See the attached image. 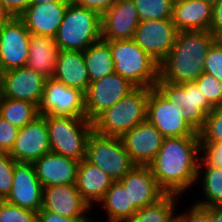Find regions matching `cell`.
Here are the masks:
<instances>
[{
    "instance_id": "obj_1",
    "label": "cell",
    "mask_w": 222,
    "mask_h": 222,
    "mask_svg": "<svg viewBox=\"0 0 222 222\" xmlns=\"http://www.w3.org/2000/svg\"><path fill=\"white\" fill-rule=\"evenodd\" d=\"M202 148L199 136L165 137L148 165L158 186L166 194L180 195L198 182Z\"/></svg>"
},
{
    "instance_id": "obj_2",
    "label": "cell",
    "mask_w": 222,
    "mask_h": 222,
    "mask_svg": "<svg viewBox=\"0 0 222 222\" xmlns=\"http://www.w3.org/2000/svg\"><path fill=\"white\" fill-rule=\"evenodd\" d=\"M217 38L210 31H180L159 64V79L182 84L194 82L204 73V59Z\"/></svg>"
},
{
    "instance_id": "obj_3",
    "label": "cell",
    "mask_w": 222,
    "mask_h": 222,
    "mask_svg": "<svg viewBox=\"0 0 222 222\" xmlns=\"http://www.w3.org/2000/svg\"><path fill=\"white\" fill-rule=\"evenodd\" d=\"M150 89L135 87L92 121L93 131L102 136L121 137L146 121Z\"/></svg>"
},
{
    "instance_id": "obj_4",
    "label": "cell",
    "mask_w": 222,
    "mask_h": 222,
    "mask_svg": "<svg viewBox=\"0 0 222 222\" xmlns=\"http://www.w3.org/2000/svg\"><path fill=\"white\" fill-rule=\"evenodd\" d=\"M109 45L116 74L135 87H155L159 79V63L133 39L111 40Z\"/></svg>"
},
{
    "instance_id": "obj_5",
    "label": "cell",
    "mask_w": 222,
    "mask_h": 222,
    "mask_svg": "<svg viewBox=\"0 0 222 222\" xmlns=\"http://www.w3.org/2000/svg\"><path fill=\"white\" fill-rule=\"evenodd\" d=\"M42 116L46 119L51 152L78 161L85 159L92 122L83 117Z\"/></svg>"
},
{
    "instance_id": "obj_6",
    "label": "cell",
    "mask_w": 222,
    "mask_h": 222,
    "mask_svg": "<svg viewBox=\"0 0 222 222\" xmlns=\"http://www.w3.org/2000/svg\"><path fill=\"white\" fill-rule=\"evenodd\" d=\"M54 39L60 50L84 51L101 39V16L69 2Z\"/></svg>"
},
{
    "instance_id": "obj_7",
    "label": "cell",
    "mask_w": 222,
    "mask_h": 222,
    "mask_svg": "<svg viewBox=\"0 0 222 222\" xmlns=\"http://www.w3.org/2000/svg\"><path fill=\"white\" fill-rule=\"evenodd\" d=\"M85 159L113 181H119L135 166L120 137L102 136L94 131L87 141Z\"/></svg>"
},
{
    "instance_id": "obj_8",
    "label": "cell",
    "mask_w": 222,
    "mask_h": 222,
    "mask_svg": "<svg viewBox=\"0 0 222 222\" xmlns=\"http://www.w3.org/2000/svg\"><path fill=\"white\" fill-rule=\"evenodd\" d=\"M155 88L168 101L176 102L183 119L196 133L202 129L207 114L215 108L195 82L177 84L158 79Z\"/></svg>"
},
{
    "instance_id": "obj_9",
    "label": "cell",
    "mask_w": 222,
    "mask_h": 222,
    "mask_svg": "<svg viewBox=\"0 0 222 222\" xmlns=\"http://www.w3.org/2000/svg\"><path fill=\"white\" fill-rule=\"evenodd\" d=\"M146 120L164 137L199 136L183 119L176 102L168 101L155 87L149 90Z\"/></svg>"
},
{
    "instance_id": "obj_10",
    "label": "cell",
    "mask_w": 222,
    "mask_h": 222,
    "mask_svg": "<svg viewBox=\"0 0 222 222\" xmlns=\"http://www.w3.org/2000/svg\"><path fill=\"white\" fill-rule=\"evenodd\" d=\"M39 114L86 118L84 92L53 78L46 79Z\"/></svg>"
},
{
    "instance_id": "obj_11",
    "label": "cell",
    "mask_w": 222,
    "mask_h": 222,
    "mask_svg": "<svg viewBox=\"0 0 222 222\" xmlns=\"http://www.w3.org/2000/svg\"><path fill=\"white\" fill-rule=\"evenodd\" d=\"M172 19L140 21L133 40L159 64L171 51L177 34Z\"/></svg>"
},
{
    "instance_id": "obj_12",
    "label": "cell",
    "mask_w": 222,
    "mask_h": 222,
    "mask_svg": "<svg viewBox=\"0 0 222 222\" xmlns=\"http://www.w3.org/2000/svg\"><path fill=\"white\" fill-rule=\"evenodd\" d=\"M134 88L133 84L115 72L90 82L84 93L86 118L92 122L100 113L112 107Z\"/></svg>"
},
{
    "instance_id": "obj_13",
    "label": "cell",
    "mask_w": 222,
    "mask_h": 222,
    "mask_svg": "<svg viewBox=\"0 0 222 222\" xmlns=\"http://www.w3.org/2000/svg\"><path fill=\"white\" fill-rule=\"evenodd\" d=\"M30 36L19 17L0 27V73L27 65Z\"/></svg>"
},
{
    "instance_id": "obj_14",
    "label": "cell",
    "mask_w": 222,
    "mask_h": 222,
    "mask_svg": "<svg viewBox=\"0 0 222 222\" xmlns=\"http://www.w3.org/2000/svg\"><path fill=\"white\" fill-rule=\"evenodd\" d=\"M46 78L27 66L0 73L3 97L41 103Z\"/></svg>"
},
{
    "instance_id": "obj_15",
    "label": "cell",
    "mask_w": 222,
    "mask_h": 222,
    "mask_svg": "<svg viewBox=\"0 0 222 222\" xmlns=\"http://www.w3.org/2000/svg\"><path fill=\"white\" fill-rule=\"evenodd\" d=\"M51 152L46 119L39 115L34 121L19 129L9 155L17 163H34Z\"/></svg>"
},
{
    "instance_id": "obj_16",
    "label": "cell",
    "mask_w": 222,
    "mask_h": 222,
    "mask_svg": "<svg viewBox=\"0 0 222 222\" xmlns=\"http://www.w3.org/2000/svg\"><path fill=\"white\" fill-rule=\"evenodd\" d=\"M43 187L33 163H16L10 193L4 199L13 205L38 212L42 207Z\"/></svg>"
},
{
    "instance_id": "obj_17",
    "label": "cell",
    "mask_w": 222,
    "mask_h": 222,
    "mask_svg": "<svg viewBox=\"0 0 222 222\" xmlns=\"http://www.w3.org/2000/svg\"><path fill=\"white\" fill-rule=\"evenodd\" d=\"M120 138L132 162L135 165L148 166L159 152L165 137L146 120Z\"/></svg>"
},
{
    "instance_id": "obj_18",
    "label": "cell",
    "mask_w": 222,
    "mask_h": 222,
    "mask_svg": "<svg viewBox=\"0 0 222 222\" xmlns=\"http://www.w3.org/2000/svg\"><path fill=\"white\" fill-rule=\"evenodd\" d=\"M140 21L133 0H117L101 16V38L106 41L133 39Z\"/></svg>"
},
{
    "instance_id": "obj_19",
    "label": "cell",
    "mask_w": 222,
    "mask_h": 222,
    "mask_svg": "<svg viewBox=\"0 0 222 222\" xmlns=\"http://www.w3.org/2000/svg\"><path fill=\"white\" fill-rule=\"evenodd\" d=\"M68 3L69 0L32 3L19 18L31 34L55 38Z\"/></svg>"
},
{
    "instance_id": "obj_20",
    "label": "cell",
    "mask_w": 222,
    "mask_h": 222,
    "mask_svg": "<svg viewBox=\"0 0 222 222\" xmlns=\"http://www.w3.org/2000/svg\"><path fill=\"white\" fill-rule=\"evenodd\" d=\"M41 208L61 216L76 217L87 216L92 207L83 199L76 184H68L43 188Z\"/></svg>"
},
{
    "instance_id": "obj_21",
    "label": "cell",
    "mask_w": 222,
    "mask_h": 222,
    "mask_svg": "<svg viewBox=\"0 0 222 222\" xmlns=\"http://www.w3.org/2000/svg\"><path fill=\"white\" fill-rule=\"evenodd\" d=\"M119 181L129 192L130 204L138 210L156 203L166 194L158 186L149 166L135 165Z\"/></svg>"
},
{
    "instance_id": "obj_22",
    "label": "cell",
    "mask_w": 222,
    "mask_h": 222,
    "mask_svg": "<svg viewBox=\"0 0 222 222\" xmlns=\"http://www.w3.org/2000/svg\"><path fill=\"white\" fill-rule=\"evenodd\" d=\"M80 161L49 152L33 164L42 187L76 184L77 168Z\"/></svg>"
},
{
    "instance_id": "obj_23",
    "label": "cell",
    "mask_w": 222,
    "mask_h": 222,
    "mask_svg": "<svg viewBox=\"0 0 222 222\" xmlns=\"http://www.w3.org/2000/svg\"><path fill=\"white\" fill-rule=\"evenodd\" d=\"M52 78L85 93L90 81L83 51L60 50Z\"/></svg>"
},
{
    "instance_id": "obj_24",
    "label": "cell",
    "mask_w": 222,
    "mask_h": 222,
    "mask_svg": "<svg viewBox=\"0 0 222 222\" xmlns=\"http://www.w3.org/2000/svg\"><path fill=\"white\" fill-rule=\"evenodd\" d=\"M212 8L201 0H178L173 4L172 22L180 31H209Z\"/></svg>"
},
{
    "instance_id": "obj_25",
    "label": "cell",
    "mask_w": 222,
    "mask_h": 222,
    "mask_svg": "<svg viewBox=\"0 0 222 222\" xmlns=\"http://www.w3.org/2000/svg\"><path fill=\"white\" fill-rule=\"evenodd\" d=\"M112 182L113 180L96 165L89 163L86 159L79 162L76 187L90 206L103 199Z\"/></svg>"
},
{
    "instance_id": "obj_26",
    "label": "cell",
    "mask_w": 222,
    "mask_h": 222,
    "mask_svg": "<svg viewBox=\"0 0 222 222\" xmlns=\"http://www.w3.org/2000/svg\"><path fill=\"white\" fill-rule=\"evenodd\" d=\"M27 67L39 72L46 79L52 78L59 54L55 39L49 36L31 34Z\"/></svg>"
},
{
    "instance_id": "obj_27",
    "label": "cell",
    "mask_w": 222,
    "mask_h": 222,
    "mask_svg": "<svg viewBox=\"0 0 222 222\" xmlns=\"http://www.w3.org/2000/svg\"><path fill=\"white\" fill-rule=\"evenodd\" d=\"M99 203L106 209L109 222H125L138 211L130 204L129 192L120 181L112 182Z\"/></svg>"
},
{
    "instance_id": "obj_28",
    "label": "cell",
    "mask_w": 222,
    "mask_h": 222,
    "mask_svg": "<svg viewBox=\"0 0 222 222\" xmlns=\"http://www.w3.org/2000/svg\"><path fill=\"white\" fill-rule=\"evenodd\" d=\"M89 81L94 82L114 73V62L109 41L100 39L83 51Z\"/></svg>"
},
{
    "instance_id": "obj_29",
    "label": "cell",
    "mask_w": 222,
    "mask_h": 222,
    "mask_svg": "<svg viewBox=\"0 0 222 222\" xmlns=\"http://www.w3.org/2000/svg\"><path fill=\"white\" fill-rule=\"evenodd\" d=\"M205 167L204 174L201 170ZM198 178L203 175L201 187H203V197L205 200L196 202L195 204L203 207H222V167H218L208 163L203 157L200 158L198 164Z\"/></svg>"
},
{
    "instance_id": "obj_30",
    "label": "cell",
    "mask_w": 222,
    "mask_h": 222,
    "mask_svg": "<svg viewBox=\"0 0 222 222\" xmlns=\"http://www.w3.org/2000/svg\"><path fill=\"white\" fill-rule=\"evenodd\" d=\"M39 115V106L32 102L6 97L1 101L0 116L19 129L34 121Z\"/></svg>"
},
{
    "instance_id": "obj_31",
    "label": "cell",
    "mask_w": 222,
    "mask_h": 222,
    "mask_svg": "<svg viewBox=\"0 0 222 222\" xmlns=\"http://www.w3.org/2000/svg\"><path fill=\"white\" fill-rule=\"evenodd\" d=\"M178 196L165 194L156 203L139 209L125 222H170L175 216L174 209Z\"/></svg>"
},
{
    "instance_id": "obj_32",
    "label": "cell",
    "mask_w": 222,
    "mask_h": 222,
    "mask_svg": "<svg viewBox=\"0 0 222 222\" xmlns=\"http://www.w3.org/2000/svg\"><path fill=\"white\" fill-rule=\"evenodd\" d=\"M141 21L151 19H172V0H133Z\"/></svg>"
},
{
    "instance_id": "obj_33",
    "label": "cell",
    "mask_w": 222,
    "mask_h": 222,
    "mask_svg": "<svg viewBox=\"0 0 222 222\" xmlns=\"http://www.w3.org/2000/svg\"><path fill=\"white\" fill-rule=\"evenodd\" d=\"M198 135L201 146L204 143H222V107L214 108L207 114Z\"/></svg>"
},
{
    "instance_id": "obj_34",
    "label": "cell",
    "mask_w": 222,
    "mask_h": 222,
    "mask_svg": "<svg viewBox=\"0 0 222 222\" xmlns=\"http://www.w3.org/2000/svg\"><path fill=\"white\" fill-rule=\"evenodd\" d=\"M38 212L0 200V222H37Z\"/></svg>"
},
{
    "instance_id": "obj_35",
    "label": "cell",
    "mask_w": 222,
    "mask_h": 222,
    "mask_svg": "<svg viewBox=\"0 0 222 222\" xmlns=\"http://www.w3.org/2000/svg\"><path fill=\"white\" fill-rule=\"evenodd\" d=\"M194 82L215 108L222 107V82L205 72Z\"/></svg>"
},
{
    "instance_id": "obj_36",
    "label": "cell",
    "mask_w": 222,
    "mask_h": 222,
    "mask_svg": "<svg viewBox=\"0 0 222 222\" xmlns=\"http://www.w3.org/2000/svg\"><path fill=\"white\" fill-rule=\"evenodd\" d=\"M204 72L222 82V40L216 39L204 59Z\"/></svg>"
},
{
    "instance_id": "obj_37",
    "label": "cell",
    "mask_w": 222,
    "mask_h": 222,
    "mask_svg": "<svg viewBox=\"0 0 222 222\" xmlns=\"http://www.w3.org/2000/svg\"><path fill=\"white\" fill-rule=\"evenodd\" d=\"M16 163L9 153L0 152V200L10 193Z\"/></svg>"
},
{
    "instance_id": "obj_38",
    "label": "cell",
    "mask_w": 222,
    "mask_h": 222,
    "mask_svg": "<svg viewBox=\"0 0 222 222\" xmlns=\"http://www.w3.org/2000/svg\"><path fill=\"white\" fill-rule=\"evenodd\" d=\"M18 133L19 128L0 116V152L10 153Z\"/></svg>"
},
{
    "instance_id": "obj_39",
    "label": "cell",
    "mask_w": 222,
    "mask_h": 222,
    "mask_svg": "<svg viewBox=\"0 0 222 222\" xmlns=\"http://www.w3.org/2000/svg\"><path fill=\"white\" fill-rule=\"evenodd\" d=\"M201 148L202 157L208 163L222 167V143H204Z\"/></svg>"
},
{
    "instance_id": "obj_40",
    "label": "cell",
    "mask_w": 222,
    "mask_h": 222,
    "mask_svg": "<svg viewBox=\"0 0 222 222\" xmlns=\"http://www.w3.org/2000/svg\"><path fill=\"white\" fill-rule=\"evenodd\" d=\"M91 219L88 216L65 217L41 208L38 211L37 222H90Z\"/></svg>"
},
{
    "instance_id": "obj_41",
    "label": "cell",
    "mask_w": 222,
    "mask_h": 222,
    "mask_svg": "<svg viewBox=\"0 0 222 222\" xmlns=\"http://www.w3.org/2000/svg\"><path fill=\"white\" fill-rule=\"evenodd\" d=\"M117 0H69L70 3L91 9L102 16Z\"/></svg>"
},
{
    "instance_id": "obj_42",
    "label": "cell",
    "mask_w": 222,
    "mask_h": 222,
    "mask_svg": "<svg viewBox=\"0 0 222 222\" xmlns=\"http://www.w3.org/2000/svg\"><path fill=\"white\" fill-rule=\"evenodd\" d=\"M184 222H209V207L194 204L189 211L178 214Z\"/></svg>"
},
{
    "instance_id": "obj_43",
    "label": "cell",
    "mask_w": 222,
    "mask_h": 222,
    "mask_svg": "<svg viewBox=\"0 0 222 222\" xmlns=\"http://www.w3.org/2000/svg\"><path fill=\"white\" fill-rule=\"evenodd\" d=\"M209 31L217 38H222V0H218L212 8V19Z\"/></svg>"
},
{
    "instance_id": "obj_44",
    "label": "cell",
    "mask_w": 222,
    "mask_h": 222,
    "mask_svg": "<svg viewBox=\"0 0 222 222\" xmlns=\"http://www.w3.org/2000/svg\"><path fill=\"white\" fill-rule=\"evenodd\" d=\"M14 17H19L32 3L33 0H0Z\"/></svg>"
},
{
    "instance_id": "obj_45",
    "label": "cell",
    "mask_w": 222,
    "mask_h": 222,
    "mask_svg": "<svg viewBox=\"0 0 222 222\" xmlns=\"http://www.w3.org/2000/svg\"><path fill=\"white\" fill-rule=\"evenodd\" d=\"M209 222H222V207H209Z\"/></svg>"
},
{
    "instance_id": "obj_46",
    "label": "cell",
    "mask_w": 222,
    "mask_h": 222,
    "mask_svg": "<svg viewBox=\"0 0 222 222\" xmlns=\"http://www.w3.org/2000/svg\"><path fill=\"white\" fill-rule=\"evenodd\" d=\"M14 16L0 1V27L8 23Z\"/></svg>"
},
{
    "instance_id": "obj_47",
    "label": "cell",
    "mask_w": 222,
    "mask_h": 222,
    "mask_svg": "<svg viewBox=\"0 0 222 222\" xmlns=\"http://www.w3.org/2000/svg\"><path fill=\"white\" fill-rule=\"evenodd\" d=\"M170 222H184L178 215H175Z\"/></svg>"
},
{
    "instance_id": "obj_48",
    "label": "cell",
    "mask_w": 222,
    "mask_h": 222,
    "mask_svg": "<svg viewBox=\"0 0 222 222\" xmlns=\"http://www.w3.org/2000/svg\"><path fill=\"white\" fill-rule=\"evenodd\" d=\"M201 1H203V2H205V3H208V4H210L211 6H214L215 3H216L218 0H201Z\"/></svg>"
},
{
    "instance_id": "obj_49",
    "label": "cell",
    "mask_w": 222,
    "mask_h": 222,
    "mask_svg": "<svg viewBox=\"0 0 222 222\" xmlns=\"http://www.w3.org/2000/svg\"><path fill=\"white\" fill-rule=\"evenodd\" d=\"M55 0H33V3H47V2H52Z\"/></svg>"
},
{
    "instance_id": "obj_50",
    "label": "cell",
    "mask_w": 222,
    "mask_h": 222,
    "mask_svg": "<svg viewBox=\"0 0 222 222\" xmlns=\"http://www.w3.org/2000/svg\"><path fill=\"white\" fill-rule=\"evenodd\" d=\"M2 99H3V91H2V84H1V81H0V107H1Z\"/></svg>"
}]
</instances>
